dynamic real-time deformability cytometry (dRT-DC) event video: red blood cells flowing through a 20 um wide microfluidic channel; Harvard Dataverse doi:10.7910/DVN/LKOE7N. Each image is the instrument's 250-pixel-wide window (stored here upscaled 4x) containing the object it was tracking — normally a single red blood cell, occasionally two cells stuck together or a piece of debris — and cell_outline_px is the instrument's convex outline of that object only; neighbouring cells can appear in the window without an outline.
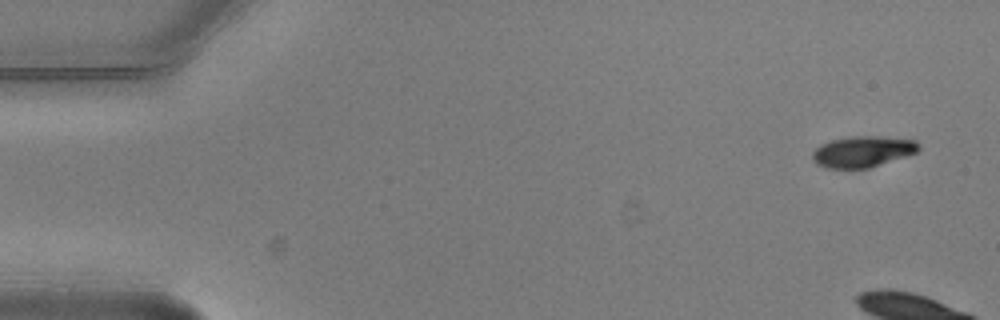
{"species": "common noctule bat (a hibernating species)", "species_latin": "Nyctalus noctula", "temperature_condition": "warm", "stored_images_in_passage": 6, "camera_frame_rate_fps": 3000, "um_per_image_px": 0.085, "animal": {"sex": "male", "body_mass_g": 20.5, "forearm_length_mm": 52.5}, "frame": {"image": 1, "passage_image": 1, "time_ms": 0.0, "image_size_px": [1000, 320], "cell_outline_px": [[920, 148], [916, 152], [868, 168], [824, 168], [816, 164], [812, 160], [812, 152], [820, 144], [832, 140], [856, 136], [876, 136], [916, 140], [920, 144]], "centroid_in_image_um": [73.29, 12.88], "position_along_channel_um": 11.7, "area_um2": 19.07}}
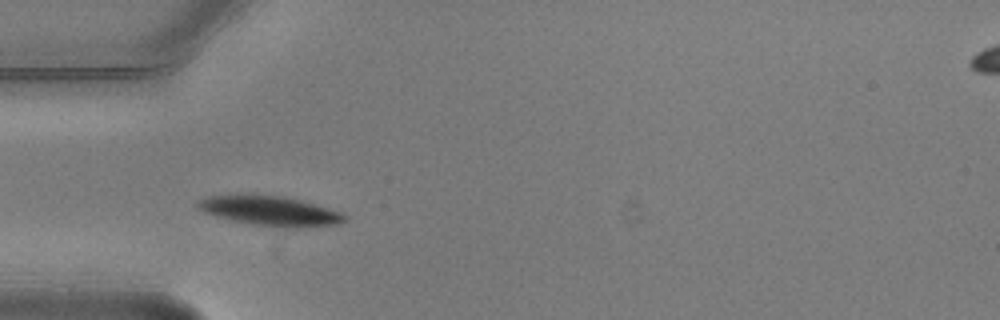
{"frame": {"image": 2, "passage_image": 5, "time_ms": 1.333, "image_size_px": [1000, 320], "cell_outline_px": [[348, 216], [340, 224], [300, 228], [280, 228], [252, 224], [232, 220], [216, 216], [204, 212], [196, 204], [200, 200], [208, 196], [280, 196], [300, 200], [344, 212]], "centroid_in_image_um": [23.07, 17.96], "position_along_channel_um": 61.9, "area_um2": 25.03}}